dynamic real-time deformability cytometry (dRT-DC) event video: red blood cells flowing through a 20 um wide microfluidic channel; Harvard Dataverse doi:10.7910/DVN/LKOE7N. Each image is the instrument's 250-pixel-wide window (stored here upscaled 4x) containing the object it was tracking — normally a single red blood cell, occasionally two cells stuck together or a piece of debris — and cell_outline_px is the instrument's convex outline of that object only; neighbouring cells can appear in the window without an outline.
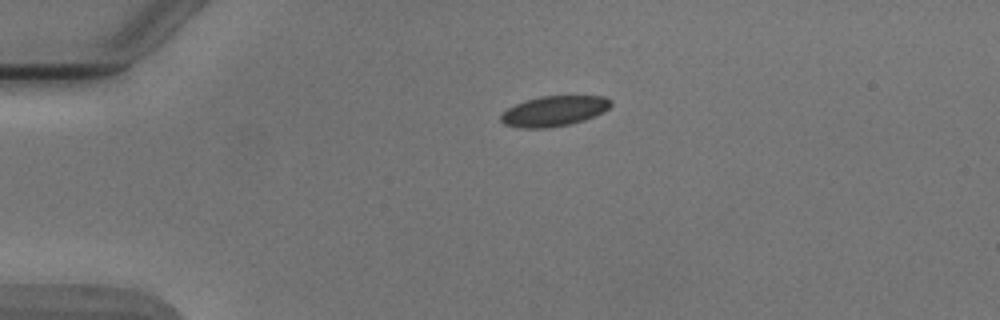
{"species": "Egyptian fruit bat (a non-hibernating species)", "species_latin": "Rousettus aegyptiacus", "temperature_condition": "cold", "stored_images_in_passage": 3, "camera_frame_rate_fps": 3000, "um_per_image_px": 0.085, "animal": {"sex": "male"}, "frame": {"image": 1, "passage_image": 1, "time_ms": 0.0, "image_size_px": [1000, 320], "cell_outline_px": [[612, 104], [604, 112], [584, 120], [568, 124], [548, 128], [520, 128], [504, 124], [500, 120], [500, 116], [508, 108], [524, 100], [540, 96], [604, 96], [612, 100]], "centroid_in_image_um": [47.1, 9.44], "position_along_channel_um": 37.9, "area_um2": 19.42}}